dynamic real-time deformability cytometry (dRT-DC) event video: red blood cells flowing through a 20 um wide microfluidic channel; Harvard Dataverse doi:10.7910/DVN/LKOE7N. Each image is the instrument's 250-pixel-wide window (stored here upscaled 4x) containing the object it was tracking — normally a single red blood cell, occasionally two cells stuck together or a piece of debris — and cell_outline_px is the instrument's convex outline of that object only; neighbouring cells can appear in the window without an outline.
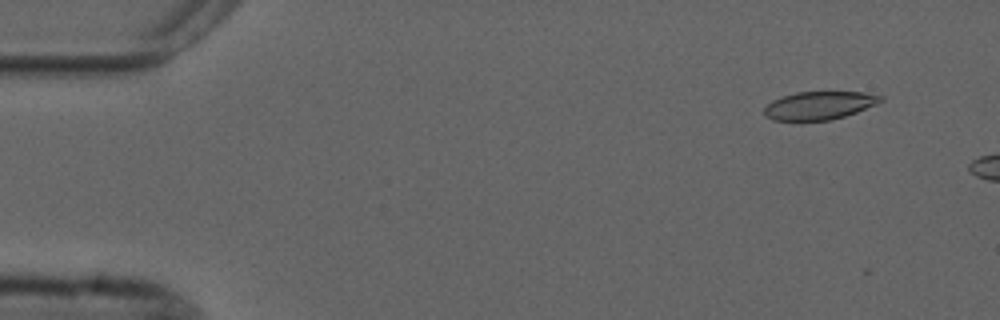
{"species": "common noctule bat (a hibernating species)", "species_latin": "Nyctalus noctula", "temperature_condition": "cold", "stored_images_in_passage": 3, "camera_frame_rate_fps": 3000, "um_per_image_px": 0.085, "animal": {"sex": "male", "forearm_length_mm": 52.5}, "frame": {"image": 1, "passage_image": 2, "time_ms": 1.0, "image_size_px": [1000, 320], "cell_outline_px": [[884, 100], [876, 104], [856, 112], [844, 116], [828, 120], [772, 120], [764, 116], [764, 108], [772, 100], [796, 92], [864, 92], [884, 96]], "centroid_in_image_um": [69.64, 8.96], "position_along_channel_um": 15.4, "area_um2": 18.96}}